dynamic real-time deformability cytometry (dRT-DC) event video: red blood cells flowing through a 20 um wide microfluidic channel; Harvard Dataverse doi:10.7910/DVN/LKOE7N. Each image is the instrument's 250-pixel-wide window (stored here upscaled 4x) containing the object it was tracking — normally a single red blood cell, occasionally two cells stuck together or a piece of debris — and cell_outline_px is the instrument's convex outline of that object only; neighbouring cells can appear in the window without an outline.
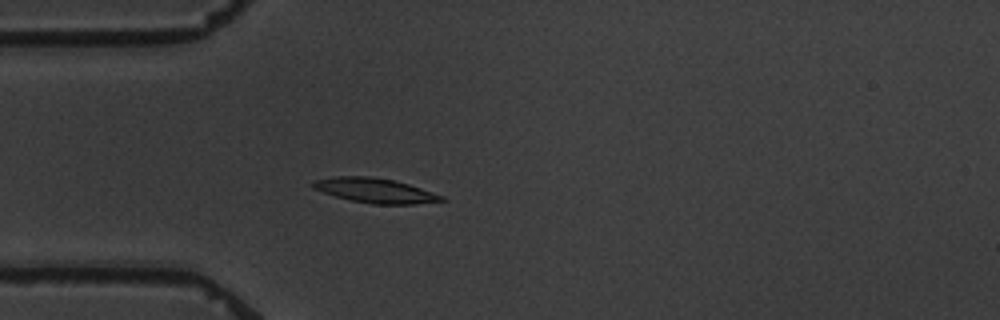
{"species": "common noctule bat (a hibernating species)", "species_latin": "Nyctalus noctula", "temperature_condition": "warm", "stored_images_in_passage": 4, "camera_frame_rate_fps": 3000, "um_per_image_px": 0.085, "animal": {"sex": "male", "body_mass_g": 19.5, "forearm_length_mm": 54.6}, "frame": {"image": 1, "passage_image": 4, "time_ms": 3.333, "image_size_px": [1000, 320], "cell_outline_px": [[448, 200], [412, 204], [372, 204], [352, 200], [336, 196], [312, 188], [312, 180], [336, 176], [368, 176], [392, 180], [408, 184], [444, 196]], "centroid_in_image_um": [31.87, 16.19], "position_along_channel_um": 53.1, "area_um2": 18.26}}